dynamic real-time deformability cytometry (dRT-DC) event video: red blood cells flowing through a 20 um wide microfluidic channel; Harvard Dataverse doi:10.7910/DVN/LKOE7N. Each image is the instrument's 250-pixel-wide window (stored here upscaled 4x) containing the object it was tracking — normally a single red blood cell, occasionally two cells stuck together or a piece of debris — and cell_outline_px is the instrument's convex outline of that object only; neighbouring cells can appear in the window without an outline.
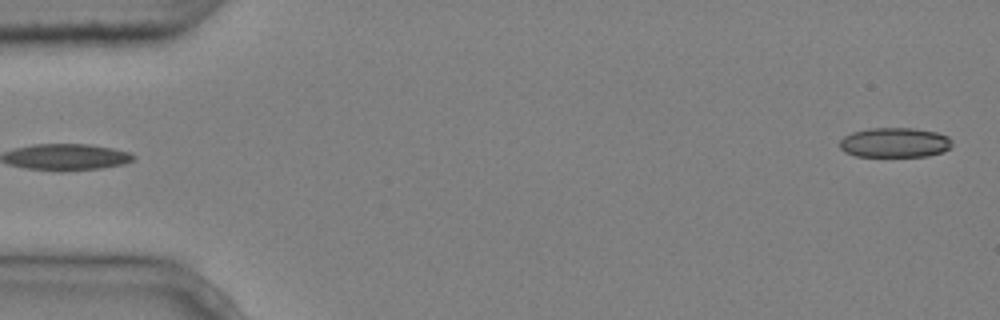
{"species": "common noctule bat (a hibernating species)", "species_latin": "Nyctalus noctula", "temperature_condition": "cold", "stored_images_in_passage": 5, "camera_frame_rate_fps": 3000, "um_per_image_px": 0.085, "animal": {"sex": "male", "body_mass_g": 20.4}, "frame": {"image": 1, "passage_image": 5, "time_ms": 1.333, "image_size_px": [1000, 320], "cell_outline_px": [[952, 144], [944, 152], [928, 156], [856, 156], [844, 152], [840, 148], [840, 140], [844, 136], [852, 132], [868, 128], [912, 128], [936, 132], [948, 136], [952, 140]], "centroid_in_image_um": [76.05, 12.12], "position_along_channel_um": 9.0, "area_um2": 19.59}}